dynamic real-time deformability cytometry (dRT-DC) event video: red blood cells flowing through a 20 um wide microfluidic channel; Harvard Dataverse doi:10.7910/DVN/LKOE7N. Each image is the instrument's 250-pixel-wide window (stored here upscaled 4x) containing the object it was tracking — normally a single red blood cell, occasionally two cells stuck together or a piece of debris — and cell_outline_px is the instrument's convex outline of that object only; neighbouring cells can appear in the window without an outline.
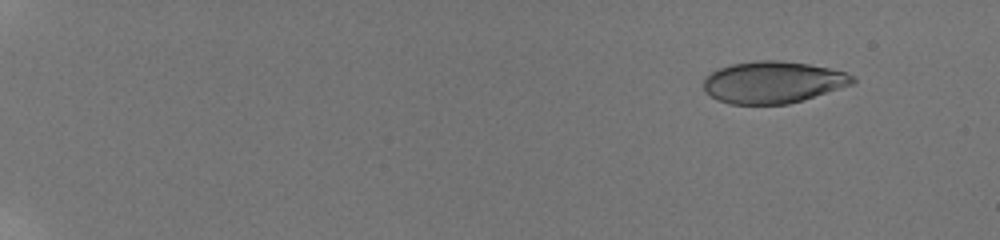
{"species": "human", "species_latin": "Homo sapiens", "temperature_condition": "room temperature", "stored_images_in_passage": 30, "camera_frame_rate_fps": 3000, "um_per_image_px": 0.085, "donor": {"sex": "male"}, "frame": {"image": 1, "passage_image": 2, "time_ms": 0.333, "image_size_px": [1000, 240], "cell_outline_px": [[856, 80], [852, 84], [804, 100], [788, 104], [732, 104], [716, 100], [704, 92], [704, 76], [720, 68], [732, 64], [760, 60], [776, 60], [808, 64], [828, 68], [844, 72], [856, 76]], "centroid_in_image_um": [65.68, 7.0], "position_along_channel_um": 19.3, "area_um2": 36.36}}
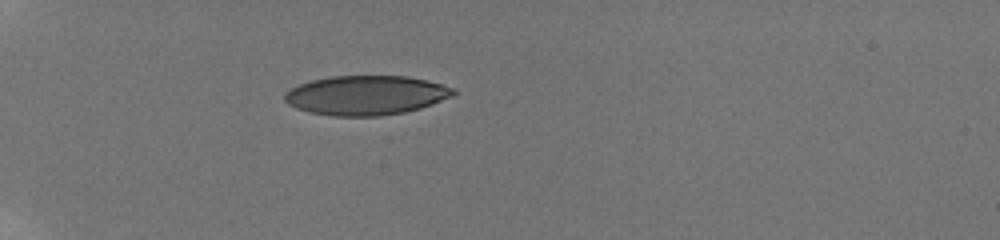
{"frame": {"image": 2, "passage_image": 26, "time_ms": 5.0, "image_size_px": [1000, 240], "cell_outline_px": [[456, 92], [452, 96], [432, 104], [420, 108], [404, 112], [380, 116], [332, 116], [308, 112], [296, 108], [288, 104], [284, 100], [284, 92], [300, 84], [312, 80], [328, 76], [408, 76], [456, 88]], "centroid_in_image_um": [31.09, 8.1], "position_along_channel_um": 53.9, "area_um2": 38.78}}